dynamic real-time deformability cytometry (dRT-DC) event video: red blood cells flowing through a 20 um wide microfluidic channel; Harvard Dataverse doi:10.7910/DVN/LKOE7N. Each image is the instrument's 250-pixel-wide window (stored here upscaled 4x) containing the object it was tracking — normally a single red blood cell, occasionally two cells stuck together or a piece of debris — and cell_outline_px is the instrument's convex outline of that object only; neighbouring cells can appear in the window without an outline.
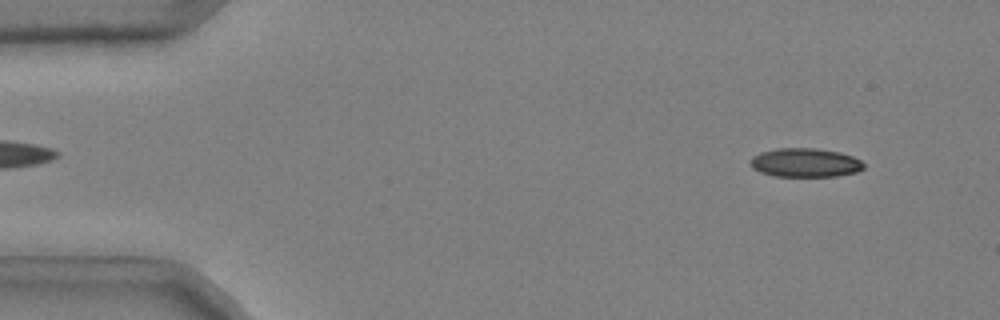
{"species": "common noctule bat (a hibernating species)", "species_latin": "Nyctalus noctula", "temperature_condition": "cold", "stored_images_in_passage": 12, "camera_frame_rate_fps": 3000, "um_per_image_px": 0.085, "animal": {"sex": "male", "body_mass_g": 20.4}, "frame": {"image": 1, "passage_image": 4, "time_ms": 1.0, "image_size_px": [1000, 320], "cell_outline_px": [[864, 168], [856, 172], [836, 176], [776, 176], [760, 172], [752, 168], [748, 160], [752, 156], [760, 152], [776, 148], [816, 148], [840, 152], [852, 156], [860, 160], [864, 164]], "centroid_in_image_um": [68.4, 13.82], "position_along_channel_um": 16.6, "area_um2": 19.19}}